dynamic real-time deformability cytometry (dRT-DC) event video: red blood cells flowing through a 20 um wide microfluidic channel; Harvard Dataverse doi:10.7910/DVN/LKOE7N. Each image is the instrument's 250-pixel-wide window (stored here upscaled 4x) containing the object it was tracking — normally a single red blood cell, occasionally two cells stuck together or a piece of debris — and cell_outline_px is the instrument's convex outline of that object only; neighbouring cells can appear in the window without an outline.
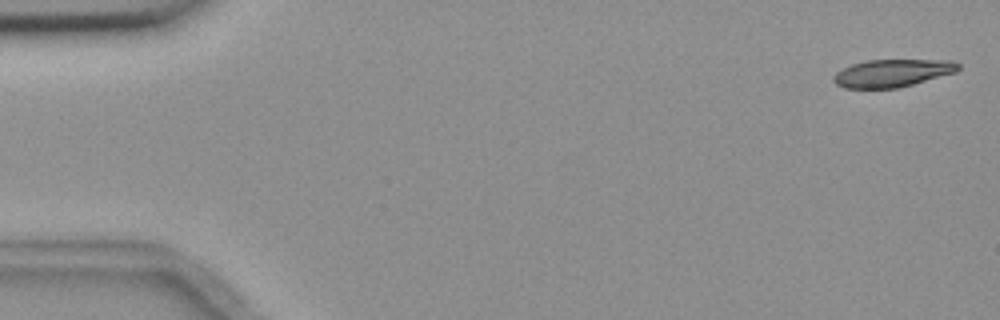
{"species": "common noctule bat (a hibernating species)", "species_latin": "Nyctalus noctula", "temperature_condition": "room temperature", "stored_images_in_passage": 5, "camera_frame_rate_fps": 3000, "um_per_image_px": 0.085, "animal": {"sex": "female", "body_mass_g": 18.4}, "frame": {"image": 1, "passage_image": 1, "time_ms": 0.0, "image_size_px": [1000, 320], "cell_outline_px": [[960, 68], [956, 72], [900, 88], [844, 88], [836, 84], [832, 80], [832, 76], [836, 72], [852, 64], [868, 60], [952, 60], [960, 64]], "centroid_in_image_um": [75.86, 6.21], "position_along_channel_um": 9.1, "area_um2": 20.17}}
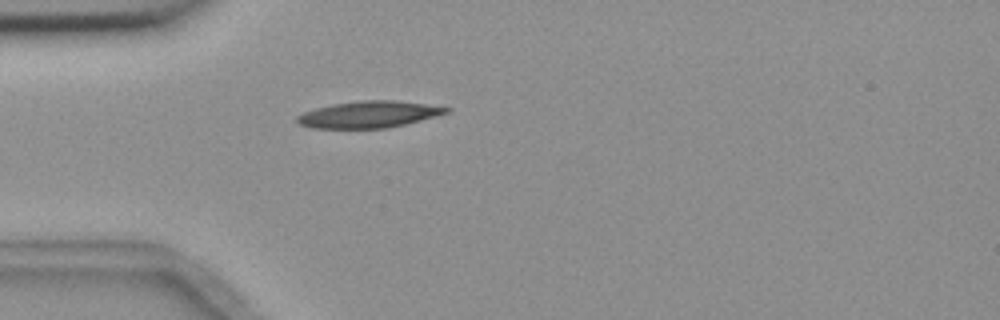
{"frame": {"image": 2, "passage_image": 5, "time_ms": 4.667, "image_size_px": [1000, 320], "cell_outline_px": [[452, 108], [448, 112], [436, 116], [388, 128], [308, 128], [300, 124], [296, 120], [296, 116], [304, 112], [316, 108], [332, 104], [360, 100], [392, 100], [424, 104]], "centroid_in_image_um": [31.31, 9.73], "position_along_channel_um": 53.7, "area_um2": 23.0}}